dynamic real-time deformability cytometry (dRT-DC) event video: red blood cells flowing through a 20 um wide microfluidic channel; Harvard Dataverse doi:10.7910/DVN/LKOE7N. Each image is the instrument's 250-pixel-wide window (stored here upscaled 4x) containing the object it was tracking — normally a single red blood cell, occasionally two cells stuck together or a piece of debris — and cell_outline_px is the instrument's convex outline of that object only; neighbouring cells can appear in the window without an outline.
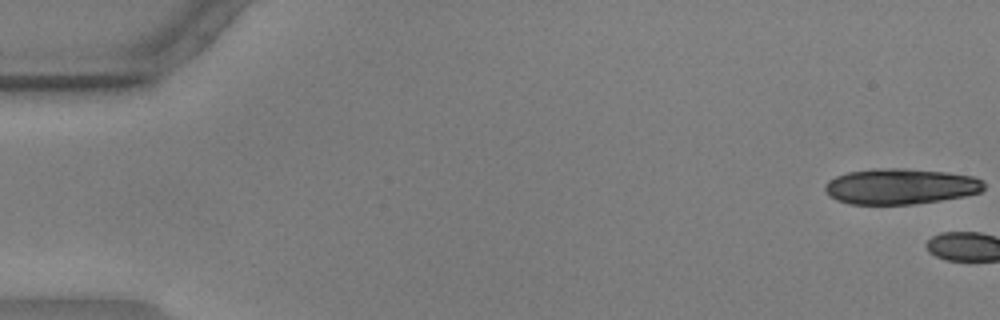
{"species": "common noctule bat (a hibernating species)", "species_latin": "Nyctalus noctula", "temperature_condition": "warm", "stored_images_in_passage": 4, "camera_frame_rate_fps": 3000, "um_per_image_px": 0.085, "animal": {"sex": "male", "body_mass_g": 17.9, "forearm_length_mm": 54.2}, "frame": {"image": 1, "passage_image": 1, "time_ms": 0.0, "image_size_px": [1000, 320], "cell_outline_px": [[984, 188], [980, 192], [964, 196], [916, 204], [848, 204], [836, 200], [828, 196], [824, 192], [824, 184], [828, 180], [836, 176], [848, 172], [888, 168], [904, 168], [948, 172], [972, 176], [984, 180]], "centroid_in_image_um": [76.52, 15.85], "position_along_channel_um": 8.5, "area_um2": 33.23}}